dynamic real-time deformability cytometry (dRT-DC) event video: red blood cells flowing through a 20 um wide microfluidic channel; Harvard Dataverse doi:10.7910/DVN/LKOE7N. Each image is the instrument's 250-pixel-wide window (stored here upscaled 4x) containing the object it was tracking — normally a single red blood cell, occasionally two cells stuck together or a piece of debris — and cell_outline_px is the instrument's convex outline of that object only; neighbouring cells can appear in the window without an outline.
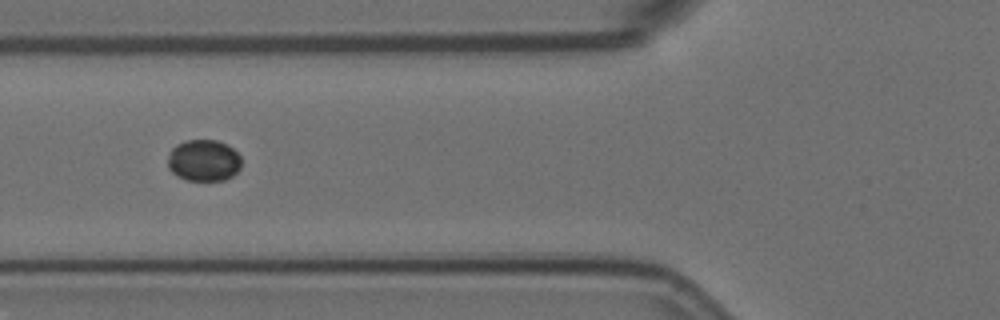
{"species": "Egyptian fruit bat (a non-hibernating species)", "species_latin": "Rousettus aegyptiacus", "temperature_condition": "room temperature", "stored_images_in_passage": 6, "camera_frame_rate_fps": 3000, "um_per_image_px": 0.085, "animal": {"sex": "female"}, "frame": {"image": 1, "passage_image": 4, "time_ms": 1.0, "image_size_px": [1000, 320], "cell_outline_px": [[240, 168], [232, 176], [224, 180], [188, 180], [176, 176], [168, 168], [168, 156], [172, 148], [176, 144], [188, 140], [216, 140], [228, 144], [240, 156]], "centroid_in_image_um": [17.3, 13.63], "position_along_channel_um": 108.5, "area_um2": 17.86}}
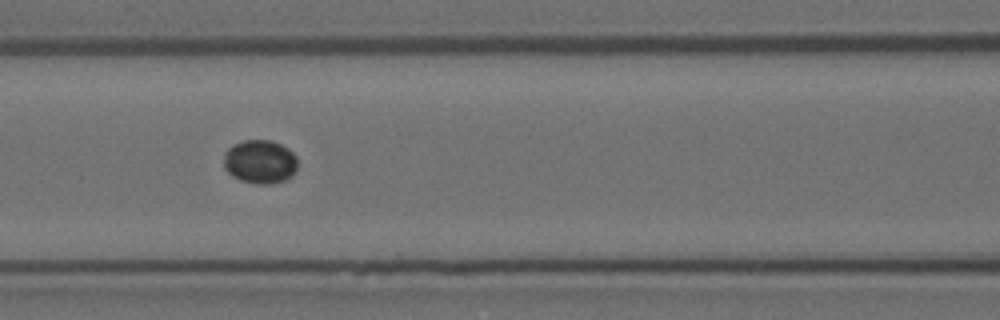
{"frame": {"image": 2, "passage_image": 5, "time_ms": 1.333, "image_size_px": [1000, 320], "cell_outline_px": [[296, 172], [292, 176], [284, 180], [268, 184], [256, 184], [240, 180], [232, 176], [224, 168], [224, 152], [232, 144], [244, 140], [272, 140], [288, 148], [296, 156]], "centroid_in_image_um": [22.08, 13.74], "position_along_channel_um": 144.5, "area_um2": 18.96}}
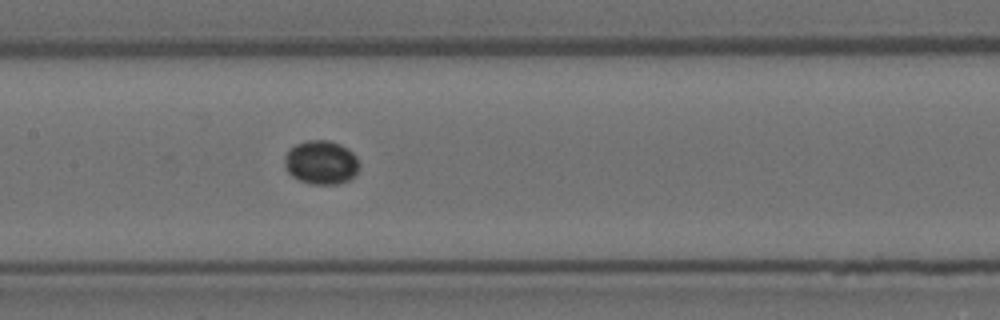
{"frame": {"image": 3, "passage_image": 6, "time_ms": 1.667, "image_size_px": [1000, 320], "cell_outline_px": [[360, 168], [348, 180], [336, 184], [312, 184], [300, 180], [292, 176], [284, 168], [284, 156], [296, 144], [308, 140], [328, 140], [340, 144], [348, 148], [356, 156], [360, 164]], "centroid_in_image_um": [27.3, 13.8], "position_along_channel_um": 180.1, "area_um2": 19.07}}